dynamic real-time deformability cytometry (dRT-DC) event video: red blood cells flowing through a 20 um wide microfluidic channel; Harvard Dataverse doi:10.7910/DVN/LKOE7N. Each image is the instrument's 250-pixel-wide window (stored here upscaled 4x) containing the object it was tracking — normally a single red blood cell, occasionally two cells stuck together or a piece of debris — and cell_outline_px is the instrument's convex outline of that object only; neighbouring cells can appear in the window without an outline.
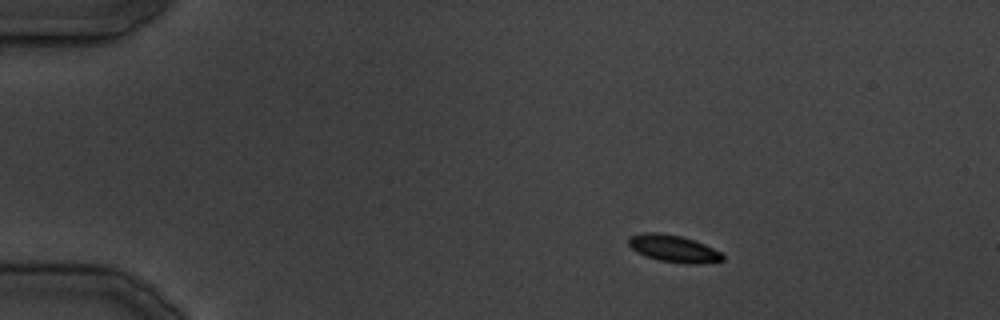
{"species": "common noctule bat (a hibernating species)", "species_latin": "Nyctalus noctula", "temperature_condition": "cold", "stored_images_in_passage": 31, "camera_frame_rate_fps": 3000, "um_per_image_px": 0.085, "animal": {"sex": "male", "body_mass_g": 19.5, "forearm_length_mm": 54.6}, "frame": {"image": 1, "passage_image": 1, "time_ms": 0.0, "image_size_px": [1000, 320], "cell_outline_px": [[724, 260], [696, 264], [660, 260], [636, 252], [628, 244], [628, 236], [644, 232], [660, 232], [680, 236], [704, 244], [720, 252], [724, 256]], "centroid_in_image_um": [57.21, 21.11], "position_along_channel_um": 27.8, "area_um2": 14.57}}
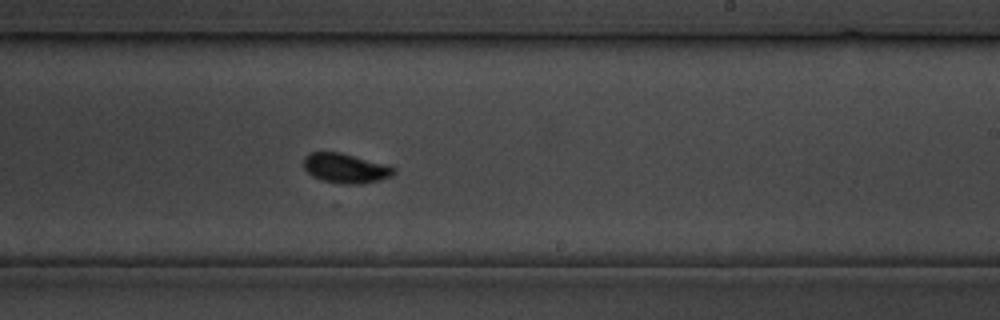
{"frame": {"image": 2, "passage_image": 18, "time_ms": 20.333, "image_size_px": [1000, 320], "cell_outline_px": [[396, 172], [392, 176], [380, 180], [360, 184], [340, 184], [324, 180], [312, 176], [304, 168], [304, 156], [308, 152], [340, 152], [388, 164], [396, 168]], "centroid_in_image_um": [29.4, 14.29], "position_along_channel_um": 259.6, "area_um2": 15.78}}
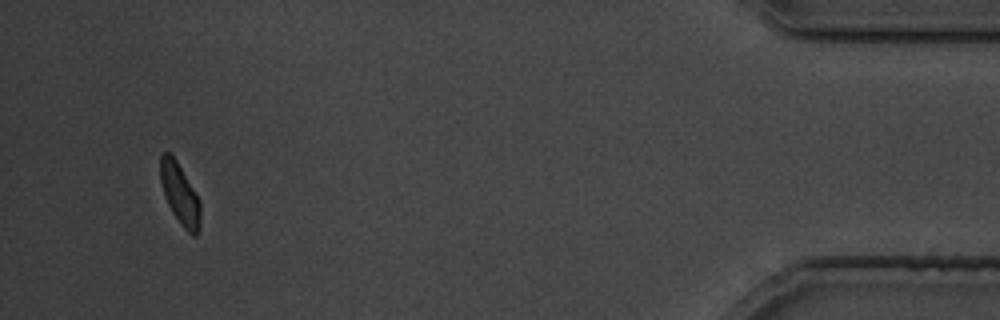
{"frame": {"image": 3, "passage_image": 30, "time_ms": 35.333, "image_size_px": [1000, 320], "cell_outline_px": [[200, 228], [196, 236], [192, 236], [180, 224], [172, 212], [164, 196], [160, 180], [160, 156], [164, 152], [168, 152], [176, 160], [200, 200]], "centroid_in_image_um": [15.29, 16.52], "position_along_channel_um": 419.9, "area_um2": 14.22}}